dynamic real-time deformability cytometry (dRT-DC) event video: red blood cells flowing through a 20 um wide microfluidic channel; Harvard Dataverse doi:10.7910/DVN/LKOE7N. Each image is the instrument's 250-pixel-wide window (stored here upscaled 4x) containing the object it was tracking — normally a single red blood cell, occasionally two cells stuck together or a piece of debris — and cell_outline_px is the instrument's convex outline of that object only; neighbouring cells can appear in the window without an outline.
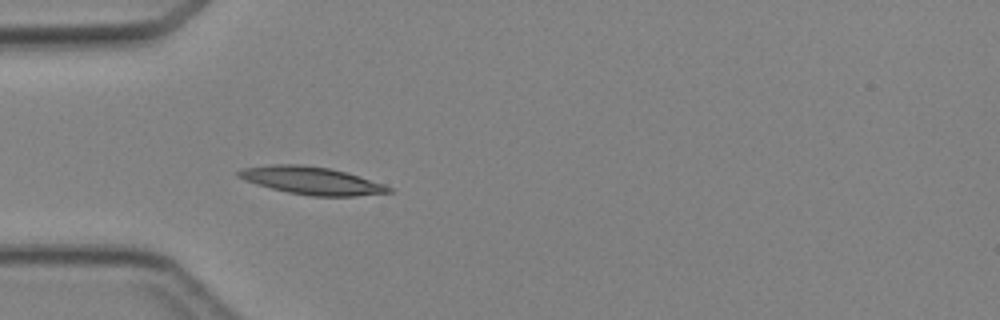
{"species": "Egyptian fruit bat (a non-hibernating species)", "species_latin": "Rousettus aegyptiacus", "temperature_condition": "cold", "stored_images_in_passage": 4, "camera_frame_rate_fps": 3000, "um_per_image_px": 0.085, "animal": {"sex": "female"}, "frame": {"image": 1, "passage_image": 4, "time_ms": 3.333, "image_size_px": [1000, 320], "cell_outline_px": [[392, 192], [356, 196], [312, 196], [288, 192], [256, 184], [244, 180], [236, 176], [236, 172], [244, 168], [272, 164], [300, 164], [328, 168], [348, 172], [384, 184], [392, 188]], "centroid_in_image_um": [26.49, 15.34], "position_along_channel_um": 58.5, "area_um2": 24.16}}